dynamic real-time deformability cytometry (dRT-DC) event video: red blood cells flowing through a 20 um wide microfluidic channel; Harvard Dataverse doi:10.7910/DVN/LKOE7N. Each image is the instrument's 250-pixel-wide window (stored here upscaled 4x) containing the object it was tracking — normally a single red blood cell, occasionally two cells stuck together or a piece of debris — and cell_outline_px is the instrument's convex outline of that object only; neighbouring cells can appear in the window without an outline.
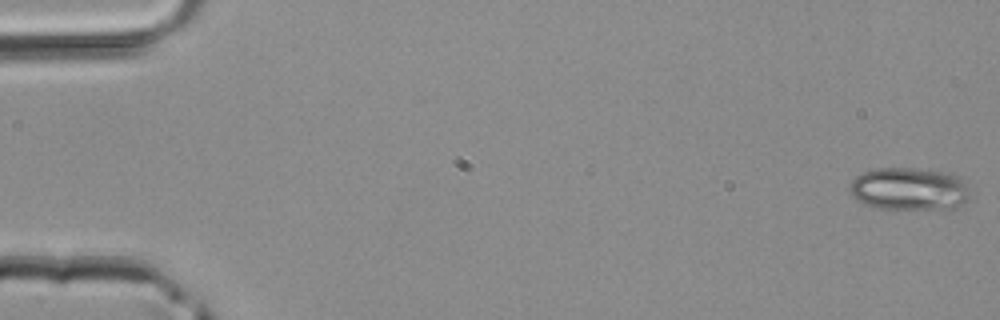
{"species": "common noctule bat (a hibernating species)", "species_latin": "Nyctalus noctula", "temperature_condition": "room temperature", "stored_images_in_passage": 4, "camera_frame_rate_fps": 3000, "um_per_image_px": 0.085, "animal": {"sex": "male", "body_mass_g": 20.4}, "frame": {"image": 1, "passage_image": 1, "time_ms": 0.0, "image_size_px": [1000, 320], "cell_outline_px": [[968, 192], [964, 204], [960, 208], [880, 208], [864, 204], [856, 200], [848, 192], [848, 188], [852, 180], [856, 176], [864, 172], [876, 168], [908, 168], [952, 172], [968, 180]], "centroid_in_image_um": [77.3, 16.04], "position_along_channel_um": 7.7, "area_um2": 30.23}}